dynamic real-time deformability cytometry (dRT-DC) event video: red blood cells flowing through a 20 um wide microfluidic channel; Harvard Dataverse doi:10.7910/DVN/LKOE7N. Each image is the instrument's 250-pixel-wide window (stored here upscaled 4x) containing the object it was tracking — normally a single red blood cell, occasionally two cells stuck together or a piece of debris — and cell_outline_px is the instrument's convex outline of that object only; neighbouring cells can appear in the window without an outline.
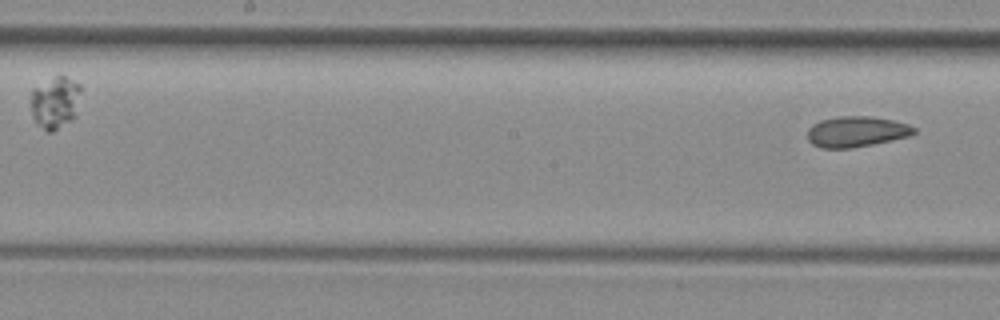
{"species": "common noctule bat (a hibernating species)", "species_latin": "Nyctalus noctula", "temperature_condition": "room temperature", "stored_images_in_passage": 8, "segment_of_instrument_passage": [2, 2], "camera_frame_rate_fps": 3000, "um_per_image_px": 0.085, "animal": {"sex": "female", "body_mass_g": 29.2, "forearm_length_mm": 56.3}, "frame": {"image": 1, "passage_image": 8, "time_ms": 2.333, "image_size_px": [1000, 320], "cell_outline_px": [[916, 132], [908, 136], [872, 144], [852, 148], [820, 148], [812, 144], [808, 140], [808, 128], [812, 124], [820, 120], [840, 116], [872, 116], [892, 120], [908, 124], [916, 128]], "centroid_in_image_um": [72.77, 11.18], "position_along_channel_um": 175.4, "area_um2": 19.02}}